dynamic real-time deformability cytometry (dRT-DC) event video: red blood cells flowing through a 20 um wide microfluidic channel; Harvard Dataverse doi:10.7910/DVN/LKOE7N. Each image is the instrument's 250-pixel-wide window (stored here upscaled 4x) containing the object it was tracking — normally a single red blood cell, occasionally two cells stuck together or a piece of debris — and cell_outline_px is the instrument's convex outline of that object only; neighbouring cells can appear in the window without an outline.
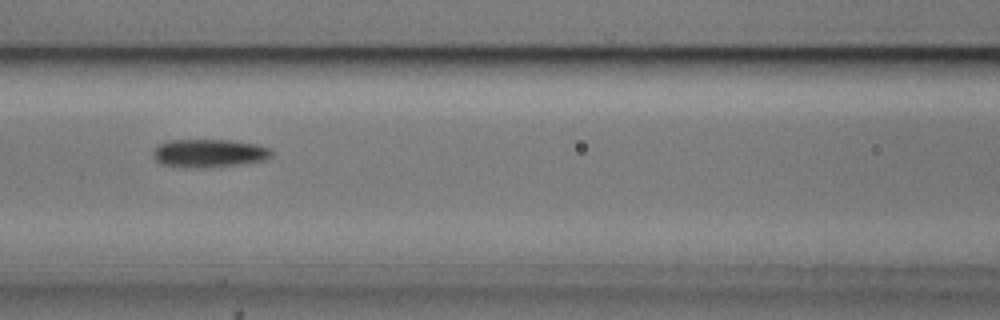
{"species": "common noctule bat (a hibernating species)", "species_latin": "Nyctalus noctula", "temperature_condition": "cold", "stored_images_in_passage": 9, "camera_frame_rate_fps": 3000, "um_per_image_px": 0.085, "animal": {"sex": "male", "body_mass_g": 20.5, "forearm_length_mm": 52.5}, "frame": {"image": 1, "passage_image": 7, "time_ms": 7.0, "image_size_px": [1000, 320], "cell_outline_px": [[272, 156], [264, 160], [244, 164], [204, 168], [196, 168], [160, 164], [152, 156], [152, 152], [160, 144], [168, 140], [232, 140], [256, 144], [272, 148]], "centroid_in_image_um": [17.8, 13.02], "position_along_channel_um": 148.8, "area_um2": 19.65}}
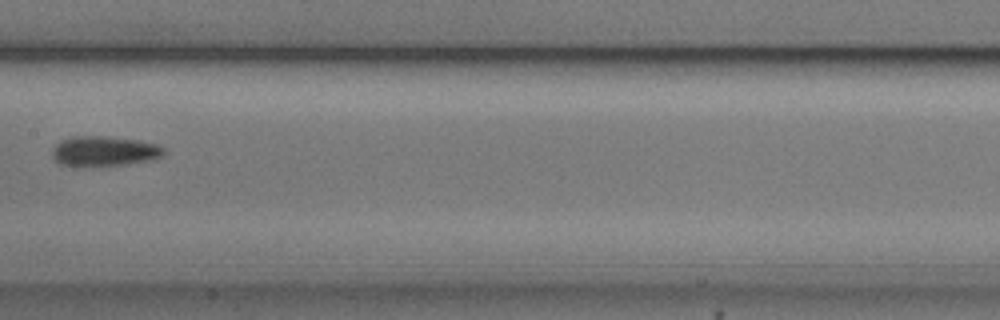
{"frame": {"image": 2, "passage_image": 8, "time_ms": 8.333, "image_size_px": [1000, 320], "cell_outline_px": [[168, 152], [164, 156], [152, 160], [128, 164], [92, 168], [60, 164], [52, 156], [52, 148], [60, 140], [72, 136], [104, 136], [140, 140], [156, 144], [164, 148]], "centroid_in_image_um": [8.88, 12.87], "position_along_channel_um": 198.5, "area_um2": 20.23}}
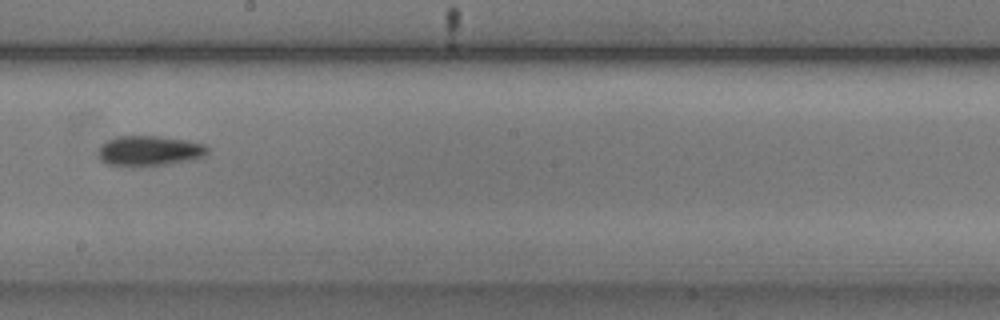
{"frame": {"image": 3, "passage_image": 9, "time_ms": 9.333, "image_size_px": [1000, 320], "cell_outline_px": [[208, 152], [204, 156], [196, 160], [168, 164], [108, 164], [100, 160], [100, 148], [108, 140], [116, 136], [160, 136], [188, 140], [204, 144], [208, 148]], "centroid_in_image_um": [12.8, 12.79], "position_along_channel_um": 235.4, "area_um2": 18.73}}